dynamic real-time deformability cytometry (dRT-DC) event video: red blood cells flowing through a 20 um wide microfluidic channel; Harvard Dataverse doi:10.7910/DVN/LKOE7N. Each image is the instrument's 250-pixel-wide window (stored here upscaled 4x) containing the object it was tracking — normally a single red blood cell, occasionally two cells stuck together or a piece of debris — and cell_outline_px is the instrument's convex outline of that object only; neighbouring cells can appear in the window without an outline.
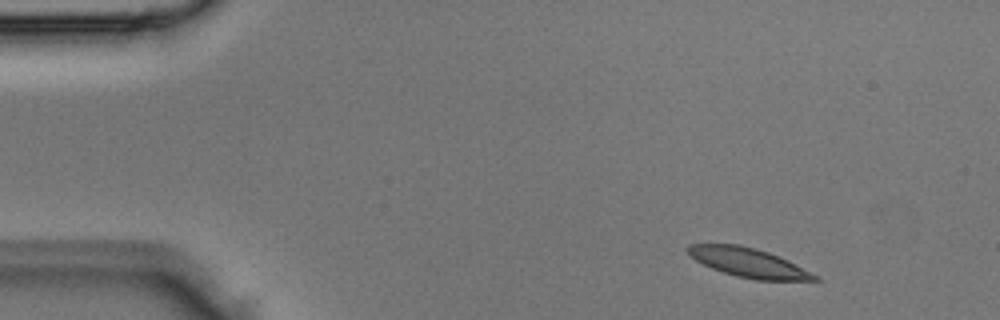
{"species": "Egyptian fruit bat (a non-hibernating species)", "species_latin": "Rousettus aegyptiacus", "temperature_condition": "room temperature", "stored_images_in_passage": 3, "camera_frame_rate_fps": 3000, "um_per_image_px": 0.085, "animal": {"sex": "male"}, "frame": {"image": 1, "passage_image": 1, "time_ms": 0.0, "image_size_px": [1000, 320], "cell_outline_px": [[820, 280], [756, 280], [736, 276], [712, 268], [696, 260], [684, 248], [688, 244], [740, 244], [756, 248], [768, 252], [788, 260], [820, 276]], "centroid_in_image_um": [63.64, 22.31], "position_along_channel_um": 21.4, "area_um2": 21.5}}